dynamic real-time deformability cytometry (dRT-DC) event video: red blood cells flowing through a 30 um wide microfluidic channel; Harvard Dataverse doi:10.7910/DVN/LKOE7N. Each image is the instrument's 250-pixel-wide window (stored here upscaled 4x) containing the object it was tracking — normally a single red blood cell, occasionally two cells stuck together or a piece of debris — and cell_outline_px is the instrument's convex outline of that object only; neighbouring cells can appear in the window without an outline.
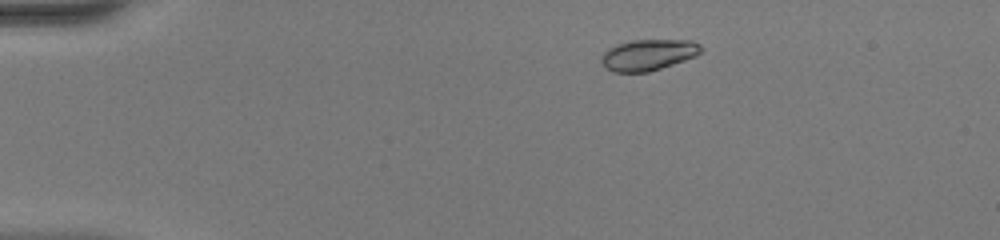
{"species": "common noctule bat (a hibernating species)", "species_latin": "Nyctalus noctula", "temperature_condition": "warm", "stored_images_in_passage": 48, "camera_frame_rate_fps": 3000, "um_per_image_px": 0.085, "animal": {"sex": "female", "body_mass_g": 20.0, "forearm_length_mm": 54.0}, "frame": {"image": 1, "passage_image": 7, "time_ms": 2.0, "image_size_px": [1000, 240], "cell_outline_px": [[704, 48], [696, 56], [648, 72], [612, 72], [604, 68], [600, 60], [600, 56], [608, 48], [616, 44], [632, 40], [692, 40], [700, 44]], "centroid_in_image_um": [55.07, 4.66], "position_along_channel_um": 29.9, "area_um2": 18.21}}
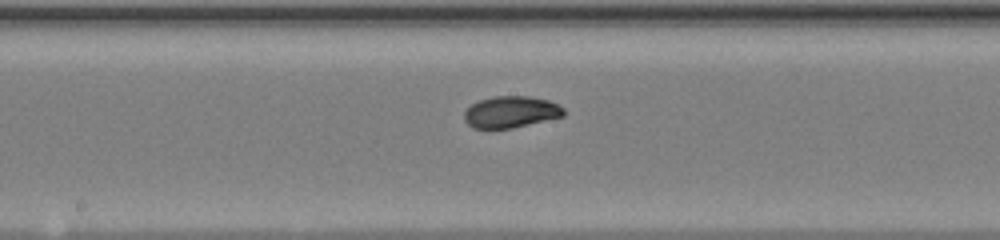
{"frame": {"image": 2, "passage_image": 25, "time_ms": 8.0, "image_size_px": [1000, 240], "cell_outline_px": [[564, 116], [512, 128], [472, 128], [464, 120], [464, 112], [472, 104], [480, 100], [492, 96], [528, 96], [548, 100], [564, 108]], "centroid_in_image_um": [43.41, 9.51], "position_along_channel_um": 204.8, "area_um2": 18.21}}
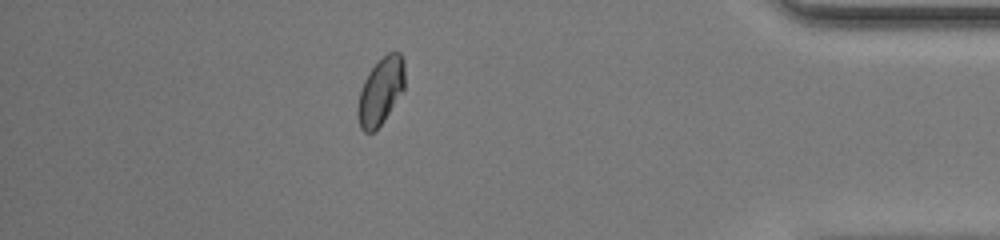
{"frame": {"image": 3, "passage_image": 42, "time_ms": 13.667, "image_size_px": [1000, 240], "cell_outline_px": [[404, 88], [384, 120], [372, 132], [364, 132], [360, 128], [356, 112], [356, 108], [360, 92], [364, 80], [372, 68], [388, 52], [400, 52], [404, 60]], "centroid_in_image_um": [32.34, 7.75], "position_along_channel_um": 402.9, "area_um2": 18.09}, "authors_computed_cell_mechanics": {"area_um2": 18.5249, "velocity_mm_per_s": 4.1302, "shape_relaxation_time_tau1_ms": 2.9707, "shape_relaxation_time_tau2_ms": 0.8781, "deformation_change_tau1": 0.1543, "deformation_change_tau2": 0.0262}}